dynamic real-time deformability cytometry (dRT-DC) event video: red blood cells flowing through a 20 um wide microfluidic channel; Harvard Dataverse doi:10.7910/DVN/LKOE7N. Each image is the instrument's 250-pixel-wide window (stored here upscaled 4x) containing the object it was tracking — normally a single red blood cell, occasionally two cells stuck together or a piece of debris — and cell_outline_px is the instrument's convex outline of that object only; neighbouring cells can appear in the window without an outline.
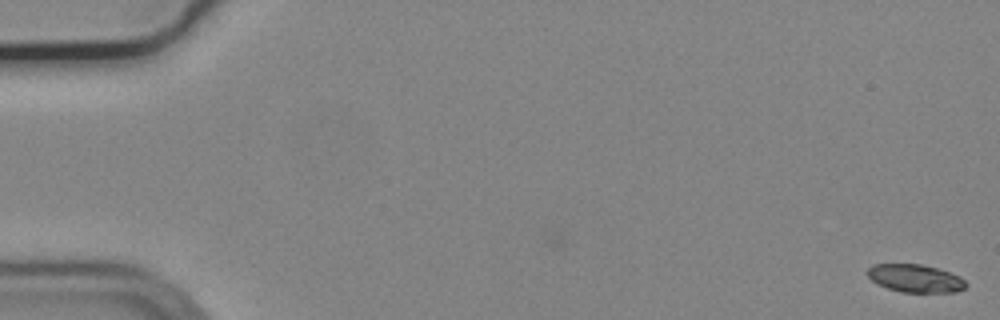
{"species": "common noctule bat (a hibernating species)", "species_latin": "Nyctalus noctula", "temperature_condition": "cold", "stored_images_in_passage": 2, "camera_frame_rate_fps": 3000, "um_per_image_px": 0.085, "animal": {"sex": "male", "body_mass_g": 19.2, "forearm_length_mm": 51.8}, "frame": {"image": 1, "passage_image": 2, "time_ms": 0.333, "image_size_px": [1000, 320], "cell_outline_px": [[968, 284], [964, 288], [956, 292], [900, 292], [876, 284], [864, 272], [872, 264], [920, 264], [936, 268], [960, 276]], "centroid_in_image_um": [77.76, 23.66], "position_along_channel_um": 7.2, "area_um2": 16.07}}